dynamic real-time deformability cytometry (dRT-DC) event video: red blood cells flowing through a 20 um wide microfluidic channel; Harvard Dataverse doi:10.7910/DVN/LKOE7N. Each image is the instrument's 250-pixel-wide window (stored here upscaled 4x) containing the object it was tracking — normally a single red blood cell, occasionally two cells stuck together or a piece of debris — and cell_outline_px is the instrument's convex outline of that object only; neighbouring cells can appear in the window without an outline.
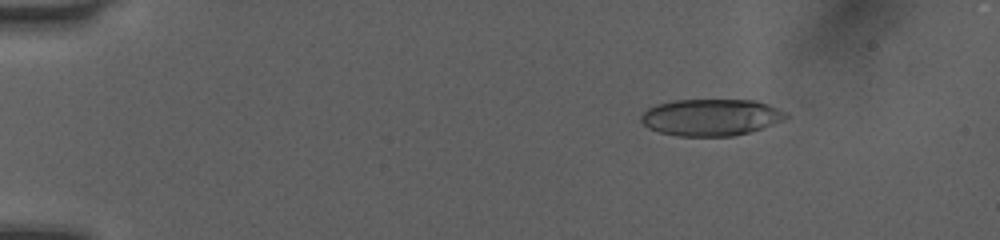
{"species": "human", "species_latin": "Homo sapiens", "temperature_condition": "room temperature", "stored_images_in_passage": 51, "camera_frame_rate_fps": 3000, "um_per_image_px": 0.085, "donor": {"sex": "female"}, "frame": {"image": 1, "passage_image": 8, "time_ms": 2.333, "image_size_px": [1000, 240], "cell_outline_px": [[792, 116], [784, 120], [748, 132], [732, 136], [676, 136], [660, 132], [648, 128], [640, 120], [640, 116], [648, 108], [656, 104], [672, 100], [756, 100], [768, 104], [788, 112]], "centroid_in_image_um": [60.44, 9.96], "position_along_channel_um": 24.6, "area_um2": 31.21}}
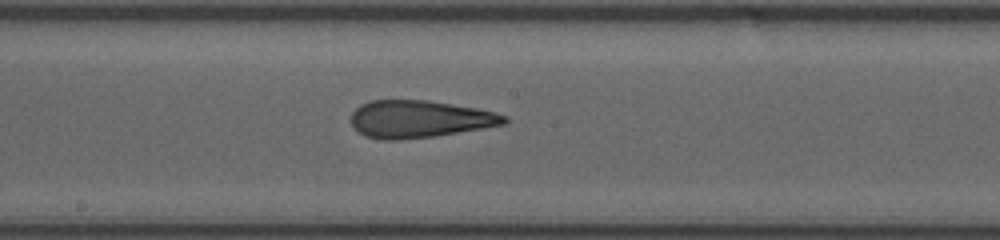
{"frame": {"image": 2, "passage_image": 29, "time_ms": 9.333, "image_size_px": [1000, 240], "cell_outline_px": [[508, 124], [432, 136], [400, 140], [384, 140], [364, 136], [352, 124], [352, 112], [360, 104], [372, 100], [424, 100], [476, 108], [496, 112], [508, 116]], "centroid_in_image_um": [35.67, 10.12], "position_along_channel_um": 212.5, "area_um2": 33.18}}
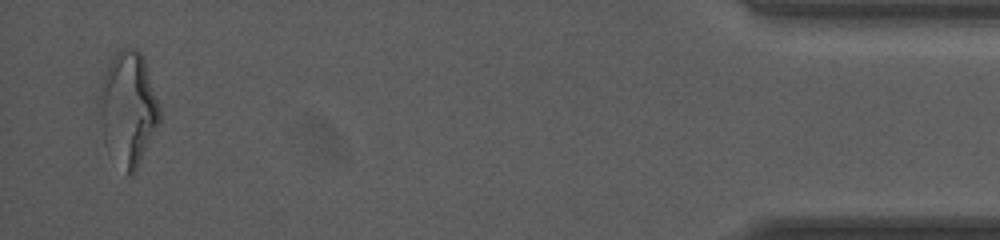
{"frame": {"image": 3, "passage_image": 50, "time_ms": 16.333, "image_size_px": [1000, 240], "cell_outline_px": [[160, 120], [132, 176], [124, 176], [108, 156], [104, 144], [96, 104], [100, 84], [104, 72], [112, 56], [120, 48], [136, 48], [144, 56], [160, 104]], "centroid_in_image_um": [10.83, 9.25], "position_along_channel_um": 424.4, "area_um2": 41.33}, "authors_computed_cell_mechanics": {"area_um2": 33.1772, "velocity_mm_per_s": 4.0875, "shape_relaxation_time_tau1_ms": 7.7269, "shape_relaxation_time_tau2_ms": 2.4893, "deformation_change_tau1": 0.2611, "deformation_change_tau2": 0.1405}}